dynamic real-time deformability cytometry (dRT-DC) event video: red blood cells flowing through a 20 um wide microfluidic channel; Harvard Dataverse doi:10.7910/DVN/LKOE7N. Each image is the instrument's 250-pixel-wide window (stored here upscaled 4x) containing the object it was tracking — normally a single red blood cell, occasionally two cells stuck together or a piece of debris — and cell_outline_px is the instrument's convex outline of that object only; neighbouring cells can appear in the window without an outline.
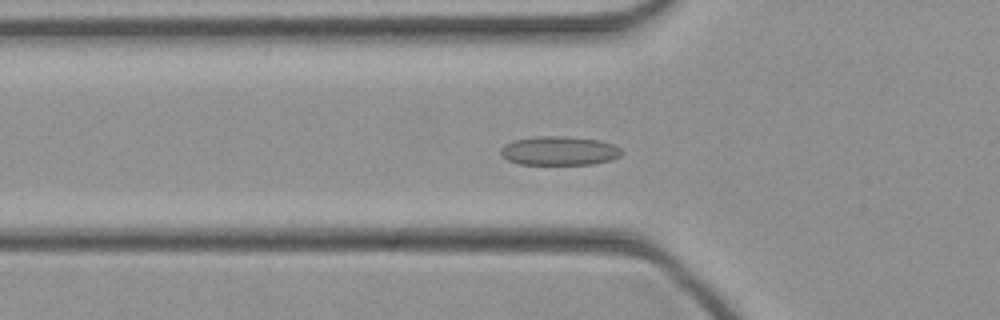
{"species": "common noctule bat (a hibernating species)", "species_latin": "Nyctalus noctula", "temperature_condition": "cold", "stored_images_in_passage": 46, "camera_frame_rate_fps": 3000, "um_per_image_px": 0.085, "animal": {"sex": "female", "body_mass_g": 21.9}, "frame": {"image": 1, "passage_image": 16, "time_ms": 5.0, "image_size_px": [1000, 320], "cell_outline_px": [[624, 152], [620, 156], [612, 160], [592, 164], [520, 164], [508, 160], [500, 156], [500, 148], [504, 144], [512, 140], [536, 136], [568, 136], [600, 140], [616, 144]], "centroid_in_image_um": [47.55, 12.81], "position_along_channel_um": 78.3, "area_um2": 20.81}}
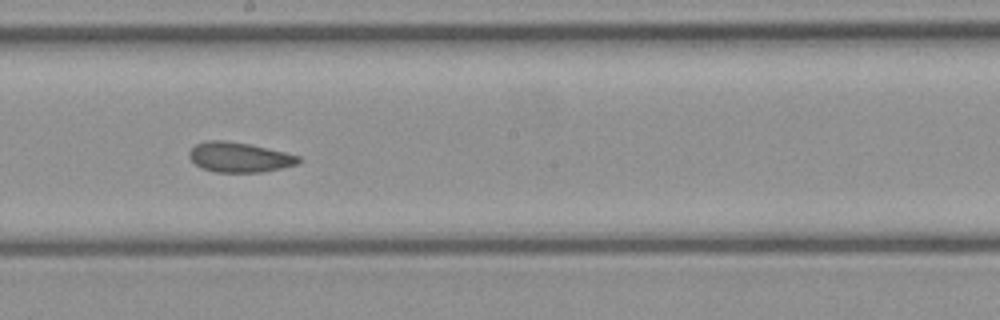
{"frame": {"image": 2, "passage_image": 26, "time_ms": 8.333, "image_size_px": [1000, 320], "cell_outline_px": [[300, 160], [296, 164], [264, 172], [216, 172], [200, 168], [188, 156], [188, 152], [196, 144], [204, 140], [224, 140], [248, 144], [284, 152], [300, 156]], "centroid_in_image_um": [20.29, 13.36], "position_along_channel_um": 227.9, "area_um2": 18.96}}
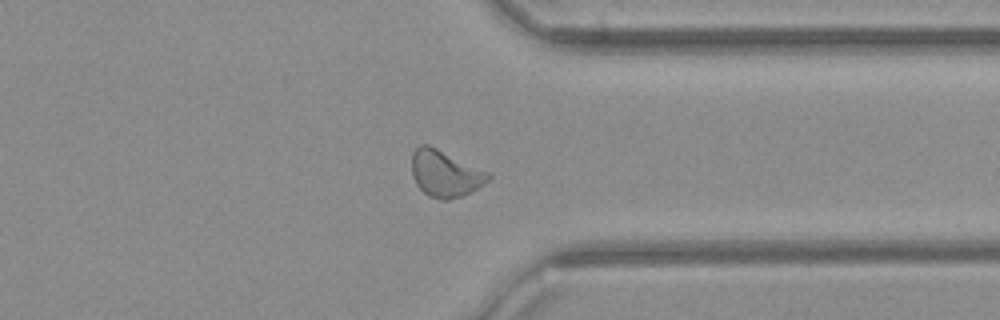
{"frame": {"image": 3, "passage_image": 36, "time_ms": 11.667, "image_size_px": [1000, 320], "cell_outline_px": [[492, 176], [484, 184], [464, 196], [448, 200], [440, 200], [428, 196], [416, 184], [412, 176], [412, 152], [420, 144], [428, 144], [488, 172]], "centroid_in_image_um": [37.82, 14.77], "position_along_channel_um": 373.6, "area_um2": 20.75}}